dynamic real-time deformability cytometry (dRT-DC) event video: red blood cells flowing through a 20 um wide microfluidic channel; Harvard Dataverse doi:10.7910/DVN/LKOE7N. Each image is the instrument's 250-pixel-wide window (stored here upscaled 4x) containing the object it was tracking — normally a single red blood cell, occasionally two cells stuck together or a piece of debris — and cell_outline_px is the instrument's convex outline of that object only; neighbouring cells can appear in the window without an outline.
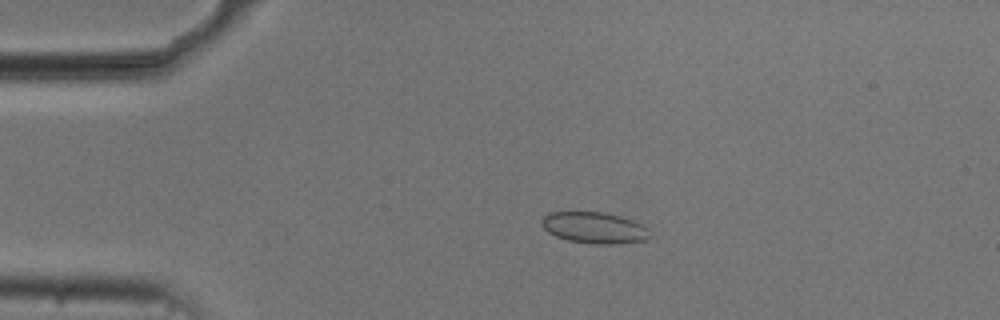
{"species": "common noctule bat (a hibernating species)", "species_latin": "Nyctalus noctula", "temperature_condition": "cold", "stored_images_in_passage": 55, "camera_frame_rate_fps": 3000, "um_per_image_px": 0.085, "animal": {"sex": "male", "body_mass_g": 20.5, "forearm_length_mm": 52.5}, "frame": {"image": 1, "passage_image": 12, "time_ms": 3.667, "image_size_px": [1000, 320], "cell_outline_px": [[652, 236], [648, 240], [620, 244], [592, 244], [568, 240], [556, 236], [548, 232], [544, 228], [544, 216], [548, 212], [604, 212], [620, 216], [632, 220], [648, 228]], "centroid_in_image_um": [50.59, 19.37], "position_along_channel_um": 34.4, "area_um2": 19.77}}
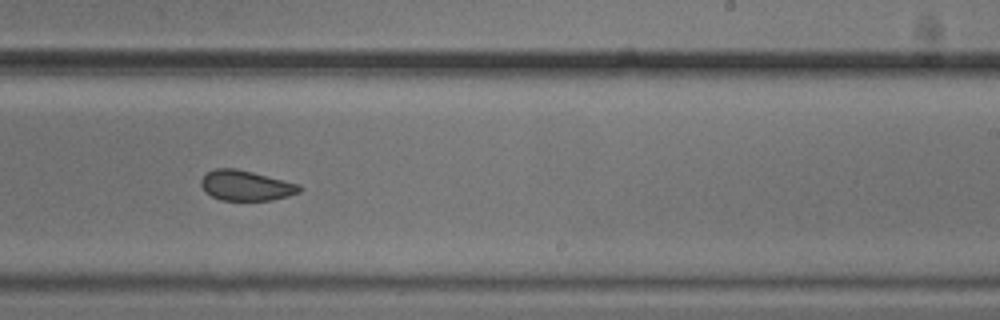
{"frame": {"image": 2, "passage_image": 34, "time_ms": 11.0, "image_size_px": [1000, 320], "cell_outline_px": [[304, 188], [300, 192], [288, 196], [272, 200], [220, 200], [204, 192], [200, 184], [200, 180], [208, 172], [216, 168], [236, 168], [300, 184]], "centroid_in_image_um": [20.91, 15.77], "position_along_channel_um": 268.1, "area_um2": 17.4}}
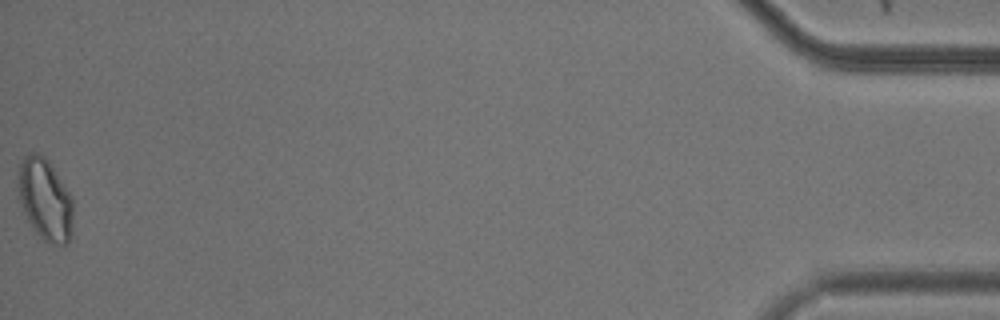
{"frame": {"image": 3, "passage_image": 55, "time_ms": 18.0, "image_size_px": [1000, 320], "cell_outline_px": [[72, 232], [68, 244], [56, 244], [44, 240], [36, 232], [28, 220], [16, 200], [20, 164], [24, 156], [32, 152], [36, 152], [44, 156], [72, 196]], "centroid_in_image_um": [3.8, 16.96], "position_along_channel_um": 431.4, "area_um2": 26.24}, "authors_computed_cell_mechanics": {"area_um2": 18.9006, "velocity_mm_per_s": 3.7219, "shape_relaxation_time_tau1_ms": 6.7999, "shape_relaxation_time_tau2_ms": 1.6831, "deformation_change_tau1": 0.0783, "deformation_change_tau2": 0.0449}}